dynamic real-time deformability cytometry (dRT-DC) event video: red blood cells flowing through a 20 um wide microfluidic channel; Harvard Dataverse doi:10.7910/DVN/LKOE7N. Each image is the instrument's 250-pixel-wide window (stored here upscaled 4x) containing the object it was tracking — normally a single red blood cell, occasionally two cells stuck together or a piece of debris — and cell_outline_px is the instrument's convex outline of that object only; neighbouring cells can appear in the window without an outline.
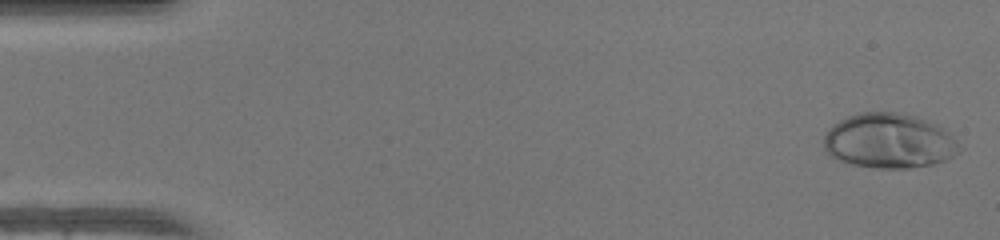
{"species": "human", "species_latin": "Homo sapiens", "temperature_condition": "warm", "stored_images_in_passage": 49, "camera_frame_rate_fps": 3000, "um_per_image_px": 0.085, "donor": {"sex": "female"}, "frame": {"image": 1, "passage_image": 2, "time_ms": 0.333, "image_size_px": [1000, 240], "cell_outline_px": [[964, 148], [952, 156], [944, 160], [932, 164], [908, 168], [876, 168], [852, 164], [840, 160], [832, 156], [824, 148], [824, 136], [828, 128], [832, 124], [848, 116], [860, 112], [896, 112], [916, 116], [936, 124], [948, 132]], "centroid_in_image_um": [75.57, 11.97], "position_along_channel_um": 9.4, "area_um2": 43.29}}
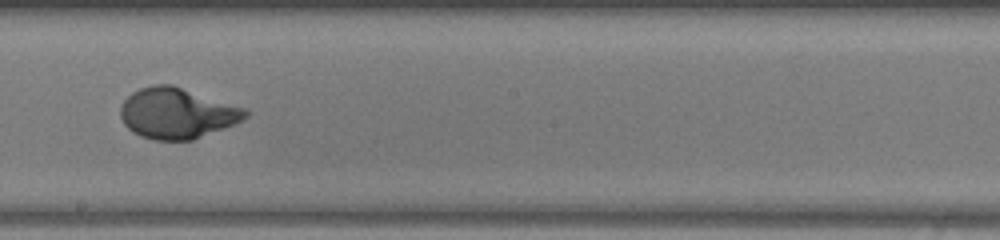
{"frame": {"image": 2, "passage_image": 28, "time_ms": 9.0, "image_size_px": [1000, 240], "cell_outline_px": [[252, 112], [248, 116], [232, 124], [192, 140], [152, 140], [140, 136], [132, 132], [124, 124], [120, 116], [120, 108], [124, 100], [132, 92], [140, 88], [152, 84], [172, 84], [248, 108]], "centroid_in_image_um": [15.04, 9.61], "position_along_channel_um": 233.2, "area_um2": 37.11}}
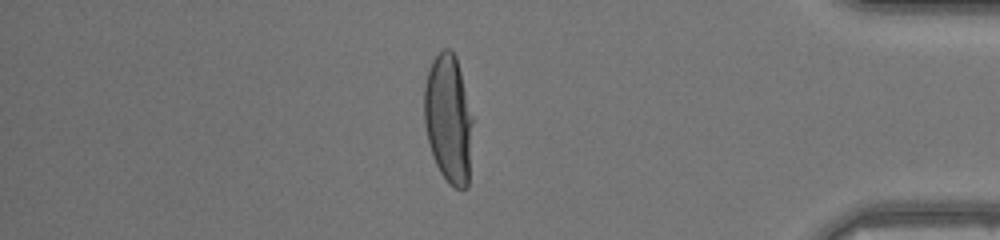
{"frame": {"image": 3, "passage_image": 42, "time_ms": 13.667, "image_size_px": [1000, 240], "cell_outline_px": [[472, 120], [468, 188], [456, 188], [448, 184], [440, 172], [432, 156], [424, 124], [424, 88], [428, 72], [432, 60], [444, 48], [448, 48], [456, 56], [472, 116]], "centroid_in_image_um": [38.1, 10.13], "position_along_channel_um": 397.1, "area_um2": 36.13}, "authors_computed_cell_mechanics": {"area_um2": 36.8764, "velocity_mm_per_s": 4.2628, "shape_relaxation_time_tau1_ms": 4.0225, "shape_relaxation_time_tau2_ms": null, "deformation_change_tau1": 0.2671, "deformation_change_tau2": null}}